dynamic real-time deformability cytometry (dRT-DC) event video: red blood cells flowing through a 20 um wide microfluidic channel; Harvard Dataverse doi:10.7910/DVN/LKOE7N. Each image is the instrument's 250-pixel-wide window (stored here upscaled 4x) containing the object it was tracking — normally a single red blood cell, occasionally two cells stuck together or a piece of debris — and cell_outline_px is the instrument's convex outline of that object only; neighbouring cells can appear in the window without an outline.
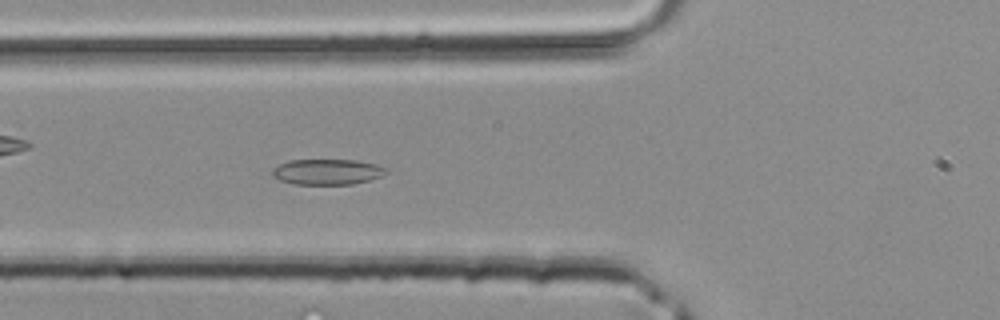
{"species": "common noctule bat (a hibernating species)", "species_latin": "Nyctalus noctula", "temperature_condition": "room temperature", "stored_images_in_passage": 41, "camera_frame_rate_fps": 3000, "um_per_image_px": 0.085, "animal": {"sex": "male", "body_mass_g": 20.4}, "frame": {"image": 1, "passage_image": 15, "time_ms": 4.667, "image_size_px": [1000, 320], "cell_outline_px": [[388, 172], [380, 176], [368, 180], [352, 184], [292, 184], [280, 180], [272, 176], [272, 168], [288, 160], [356, 160], [376, 164], [388, 168]], "centroid_in_image_um": [27.8, 14.6], "position_along_channel_um": 98.0, "area_um2": 16.99}}
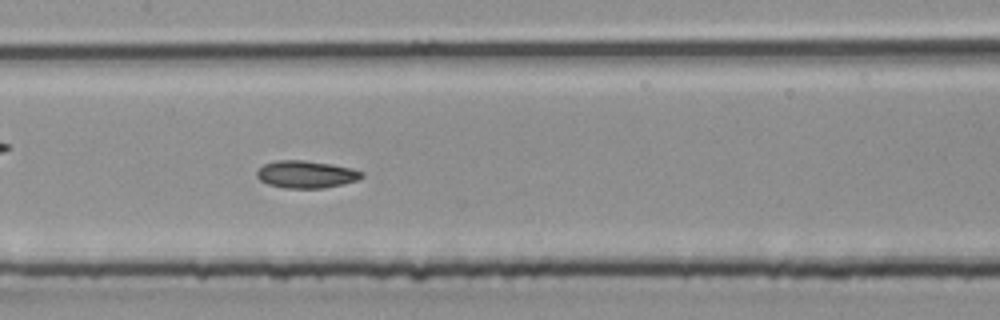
{"frame": {"image": 2, "passage_image": 20, "time_ms": 6.333, "image_size_px": [1000, 320], "cell_outline_px": [[364, 176], [356, 180], [324, 188], [284, 188], [268, 184], [260, 180], [256, 176], [256, 172], [264, 164], [276, 160], [304, 160], [332, 164], [352, 168], [364, 172]], "centroid_in_image_um": [26.01, 14.81], "position_along_channel_um": 181.4, "area_um2": 16.7}}
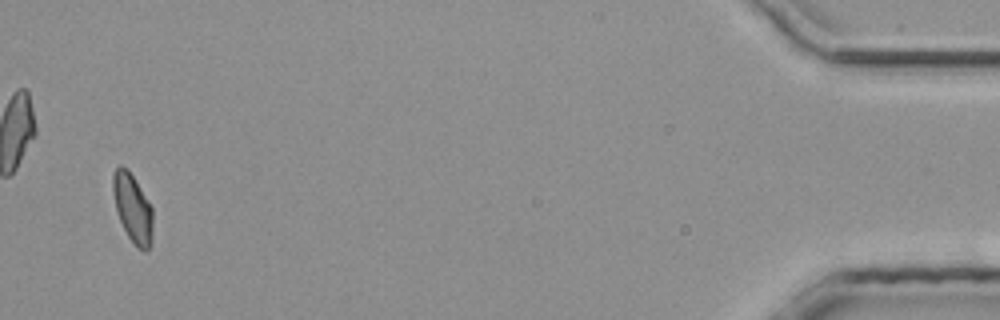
{"frame": {"image": 3, "passage_image": 40, "time_ms": 13.0, "image_size_px": [1000, 320], "cell_outline_px": [[152, 240], [148, 248], [144, 252], [128, 236], [116, 212], [112, 188], [112, 176], [116, 168], [120, 164], [128, 168], [152, 208]], "centroid_in_image_um": [11.25, 17.65], "position_along_channel_um": 423.9, "area_um2": 15.72}}